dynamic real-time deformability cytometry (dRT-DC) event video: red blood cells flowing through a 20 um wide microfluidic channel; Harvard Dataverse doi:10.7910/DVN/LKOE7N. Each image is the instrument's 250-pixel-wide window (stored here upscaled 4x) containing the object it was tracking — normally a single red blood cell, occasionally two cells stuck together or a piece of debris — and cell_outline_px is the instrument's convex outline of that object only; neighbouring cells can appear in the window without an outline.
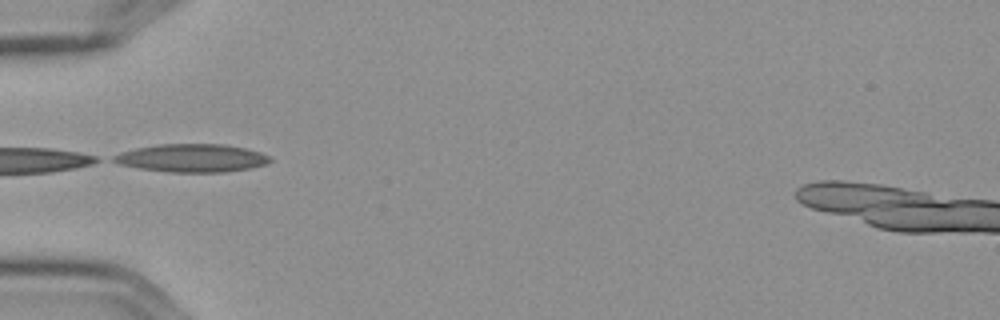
{"species": "Egyptian fruit bat (a non-hibernating species)", "species_latin": "Rousettus aegyptiacus", "temperature_condition": "cold", "stored_images_in_passage": 5, "camera_frame_rate_fps": 3000, "um_per_image_px": 0.085, "frame": {"image": 1, "passage_image": 4, "time_ms": 1.0, "image_size_px": [1000, 320], "cell_outline_px": [[272, 160], [268, 164], [252, 168], [224, 172], [168, 172], [140, 168], [120, 164], [112, 160], [112, 156], [120, 152], [136, 148], [160, 144], [224, 144], [244, 148], [260, 152], [268, 156]], "centroid_in_image_um": [16.33, 13.43], "position_along_channel_um": 68.7, "area_um2": 25.55}}
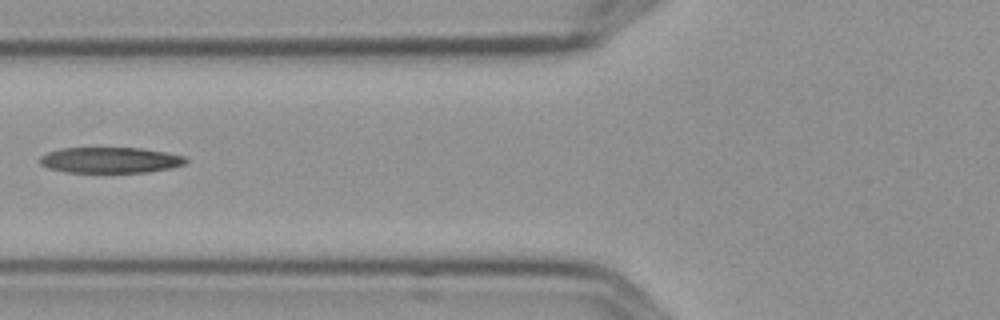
{"frame": {"image": 2, "passage_image": 5, "time_ms": 1.333, "image_size_px": [1000, 320], "cell_outline_px": [[188, 160], [184, 164], [172, 168], [148, 172], [68, 172], [48, 168], [40, 164], [40, 156], [48, 152], [60, 148], [144, 148], [184, 156]], "centroid_in_image_um": [9.37, 13.6], "position_along_channel_um": 116.4, "area_um2": 21.91}}